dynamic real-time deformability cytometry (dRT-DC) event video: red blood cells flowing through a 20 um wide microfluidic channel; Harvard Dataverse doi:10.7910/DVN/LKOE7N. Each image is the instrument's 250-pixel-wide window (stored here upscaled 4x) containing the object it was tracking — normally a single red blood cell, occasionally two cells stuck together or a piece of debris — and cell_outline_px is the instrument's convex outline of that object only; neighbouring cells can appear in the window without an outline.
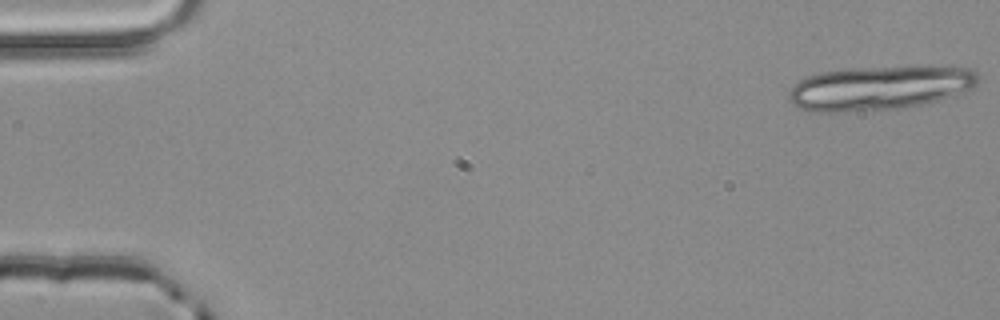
{"species": "common noctule bat (a hibernating species)", "species_latin": "Nyctalus noctula", "temperature_condition": "room temperature", "stored_images_in_passage": 5, "segment_of_instrument_passage": [1, 2], "camera_frame_rate_fps": 3000, "um_per_image_px": 0.085, "animal": {"sex": "male", "body_mass_g": 20.4}, "frame": {"image": 1, "passage_image": 1, "time_ms": 0.0, "image_size_px": [1000, 320], "cell_outline_px": [[980, 80], [972, 88], [952, 96], [924, 104], [896, 108], [844, 112], [808, 112], [792, 104], [788, 100], [788, 92], [792, 84], [808, 76], [820, 72], [848, 68], [972, 68], [980, 76]], "centroid_in_image_um": [74.67, 7.5], "position_along_channel_um": 10.3, "area_um2": 48.26}}